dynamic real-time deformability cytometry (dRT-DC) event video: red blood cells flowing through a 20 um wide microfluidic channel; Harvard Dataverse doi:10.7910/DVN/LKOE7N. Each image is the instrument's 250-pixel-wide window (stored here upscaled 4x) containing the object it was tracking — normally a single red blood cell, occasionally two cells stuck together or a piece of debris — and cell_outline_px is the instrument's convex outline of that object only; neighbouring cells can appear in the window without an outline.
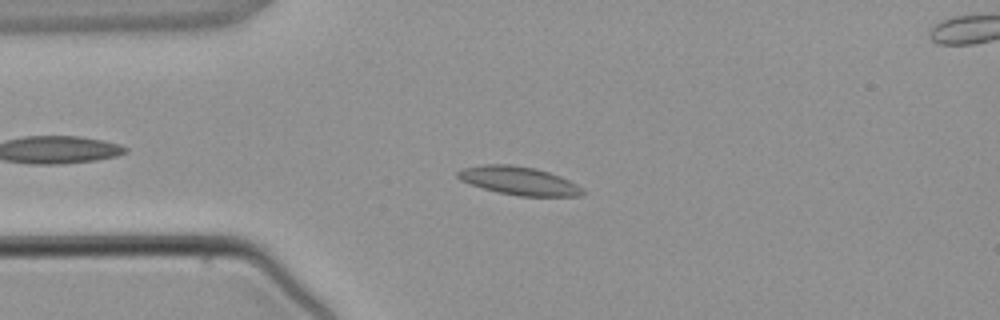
{"species": "common noctule bat (a hibernating species)", "species_latin": "Nyctalus noctula", "temperature_condition": "warm", "stored_images_in_passage": 4, "camera_frame_rate_fps": 3000, "um_per_image_px": 0.085, "animal": {"sex": "male", "body_mass_g": 21.5, "forearm_length_mm": 52.0}, "frame": {"image": 1, "passage_image": 3, "time_ms": 2.333, "image_size_px": [1000, 320], "cell_outline_px": [[584, 196], [520, 196], [496, 192], [468, 184], [460, 180], [456, 176], [456, 172], [460, 168], [484, 164], [512, 164], [536, 168], [560, 176], [584, 188]], "centroid_in_image_um": [44.06, 15.36], "position_along_channel_um": 40.9, "area_um2": 20.92}}